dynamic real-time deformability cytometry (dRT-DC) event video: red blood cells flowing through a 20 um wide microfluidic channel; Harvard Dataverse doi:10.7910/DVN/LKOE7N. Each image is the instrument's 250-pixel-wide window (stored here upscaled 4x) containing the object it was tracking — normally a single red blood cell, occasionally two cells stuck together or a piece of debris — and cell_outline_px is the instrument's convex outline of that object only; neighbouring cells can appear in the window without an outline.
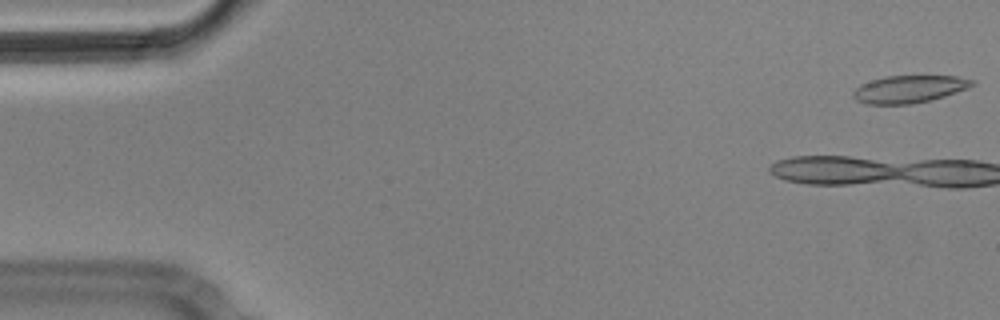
{"species": "Egyptian fruit bat (a non-hibernating species)", "species_latin": "Rousettus aegyptiacus", "temperature_condition": "cold", "stored_images_in_passage": 8, "camera_frame_rate_fps": 3000, "um_per_image_px": 0.085, "animal": {"sex": "male"}, "frame": {"image": 1, "passage_image": 1, "time_ms": 0.0, "image_size_px": [1000, 320], "cell_outline_px": [[976, 84], [968, 88], [932, 100], [912, 104], [868, 104], [856, 100], [852, 96], [852, 92], [860, 84], [884, 76], [956, 76], [976, 80]], "centroid_in_image_um": [77.29, 7.57], "position_along_channel_um": 7.7, "area_um2": 19.13}}